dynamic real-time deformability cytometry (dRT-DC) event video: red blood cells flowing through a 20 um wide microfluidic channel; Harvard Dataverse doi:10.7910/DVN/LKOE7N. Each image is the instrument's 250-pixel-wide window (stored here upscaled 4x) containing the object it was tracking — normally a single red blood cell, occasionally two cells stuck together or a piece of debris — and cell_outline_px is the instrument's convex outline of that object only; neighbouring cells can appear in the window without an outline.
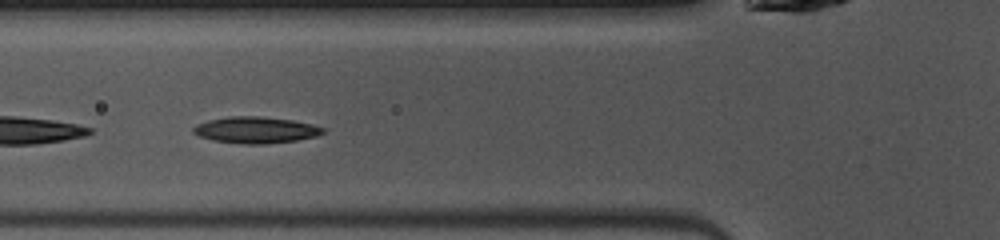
{"species": "common noctule bat (a hibernating species)", "species_latin": "Nyctalus noctula", "temperature_condition": "warm", "stored_images_in_passage": 38, "camera_frame_rate_fps": 3000, "um_per_image_px": 0.085, "animal": {"sex": "female", "body_mass_g": 10.0, "forearm_length_mm": 53.1}, "frame": {"image": 1, "passage_image": 6, "time_ms": 1.667, "image_size_px": [1000, 240], "cell_outline_px": [[324, 132], [316, 136], [296, 140], [264, 144], [244, 144], [212, 140], [200, 136], [192, 132], [192, 128], [196, 124], [208, 120], [228, 116], [260, 116], [292, 120], [312, 124], [324, 128]], "centroid_in_image_um": [21.7, 11.04], "position_along_channel_um": 104.1, "area_um2": 19.94}}
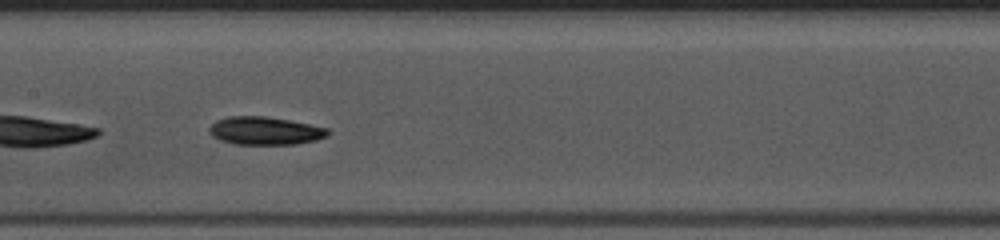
{"frame": {"image": 2, "passage_image": 12, "time_ms": 3.667, "image_size_px": [1000, 240], "cell_outline_px": [[328, 136], [316, 140], [296, 144], [236, 144], [220, 140], [212, 136], [208, 132], [208, 128], [216, 120], [228, 116], [264, 116], [288, 120], [328, 128]], "centroid_in_image_um": [22.49, 11.12], "position_along_channel_um": 184.9, "area_um2": 19.31}, "authors_computed_cell_mechanics": {"area_um2": 19.2474, "velocity_mm_per_s": 4.0267, "shape_relaxation_time_tau1_ms": 2.9644, "shape_relaxation_time_tau2_ms": null, "deformation_change_tau1": 0.1006, "deformation_change_tau2": null}}